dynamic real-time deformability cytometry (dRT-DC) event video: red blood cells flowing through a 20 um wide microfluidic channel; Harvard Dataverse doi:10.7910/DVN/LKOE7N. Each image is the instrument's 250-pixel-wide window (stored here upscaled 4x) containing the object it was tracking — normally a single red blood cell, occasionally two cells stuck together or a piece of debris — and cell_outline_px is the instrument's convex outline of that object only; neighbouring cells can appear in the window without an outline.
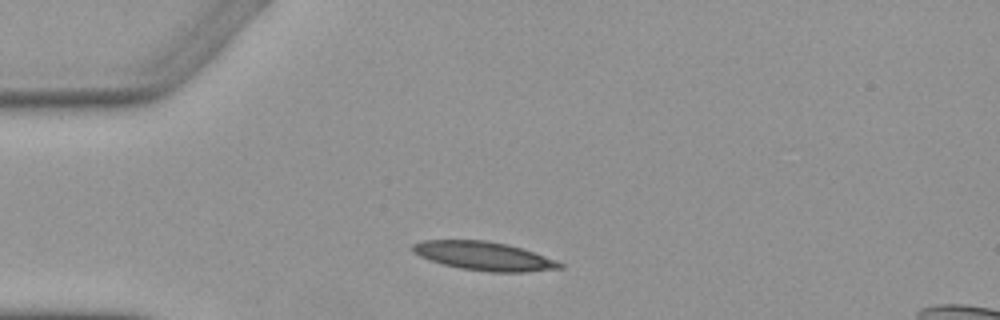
{"species": "Egyptian fruit bat (a non-hibernating species)", "species_latin": "Rousettus aegyptiacus", "temperature_condition": "warm", "stored_images_in_passage": 6, "camera_frame_rate_fps": 3000, "um_per_image_px": 0.085, "animal": {"sex": "female"}, "frame": {"image": 1, "passage_image": 1, "time_ms": 0.0, "image_size_px": [1000, 320], "cell_outline_px": [[564, 268], [524, 272], [492, 272], [460, 268], [444, 264], [420, 256], [412, 252], [412, 244], [424, 240], [484, 240], [508, 244], [556, 260], [564, 264]], "centroid_in_image_um": [41.14, 21.76], "position_along_channel_um": 43.9, "area_um2": 24.33}}
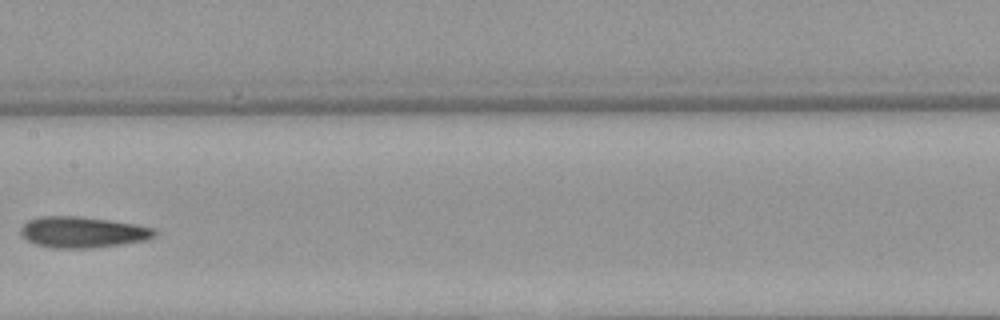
{"frame": {"image": 2, "passage_image": 5, "time_ms": 4.667, "image_size_px": [1000, 320], "cell_outline_px": [[156, 236], [144, 240], [124, 244], [88, 248], [56, 248], [36, 244], [28, 240], [20, 232], [20, 228], [28, 220], [40, 216], [80, 216], [136, 224], [156, 228]], "centroid_in_image_um": [7.05, 19.73], "position_along_channel_um": 200.4, "area_um2": 24.16}}
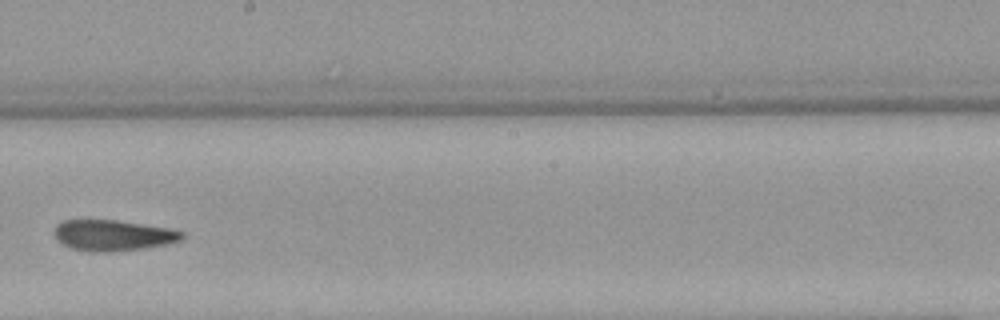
{"frame": {"image": 3, "passage_image": 6, "time_ms": 5.667, "image_size_px": [1000, 320], "cell_outline_px": [[184, 236], [180, 240], [168, 244], [112, 252], [88, 252], [72, 248], [56, 240], [52, 232], [56, 224], [64, 220], [116, 220], [168, 228], [184, 232]], "centroid_in_image_um": [9.55, 20.0], "position_along_channel_um": 238.7, "area_um2": 23.0}}